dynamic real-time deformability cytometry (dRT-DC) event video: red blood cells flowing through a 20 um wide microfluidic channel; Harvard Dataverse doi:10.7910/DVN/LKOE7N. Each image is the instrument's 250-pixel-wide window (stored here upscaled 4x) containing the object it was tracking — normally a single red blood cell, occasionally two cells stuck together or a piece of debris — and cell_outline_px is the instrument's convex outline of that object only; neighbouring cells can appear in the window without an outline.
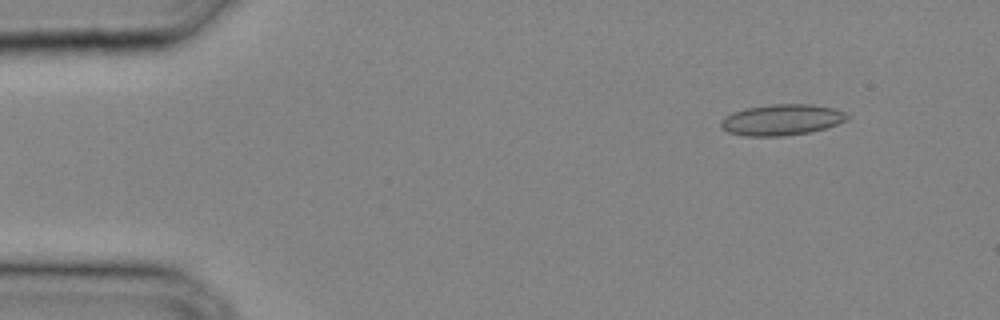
{"species": "common noctule bat (a hibernating species)", "species_latin": "Nyctalus noctula", "temperature_condition": "cold", "stored_images_in_passage": 9, "camera_frame_rate_fps": 3000, "um_per_image_px": 0.085, "animal": {"sex": "male", "body_mass_g": 20.4}, "frame": {"image": 1, "passage_image": 3, "time_ms": 0.667, "image_size_px": [1000, 320], "cell_outline_px": [[848, 116], [844, 120], [836, 124], [824, 128], [808, 132], [784, 136], [744, 136], [728, 132], [720, 128], [720, 120], [732, 112], [744, 108], [772, 104], [812, 104], [836, 108], [844, 112]], "centroid_in_image_um": [66.38, 10.18], "position_along_channel_um": 18.6, "area_um2": 22.83}}